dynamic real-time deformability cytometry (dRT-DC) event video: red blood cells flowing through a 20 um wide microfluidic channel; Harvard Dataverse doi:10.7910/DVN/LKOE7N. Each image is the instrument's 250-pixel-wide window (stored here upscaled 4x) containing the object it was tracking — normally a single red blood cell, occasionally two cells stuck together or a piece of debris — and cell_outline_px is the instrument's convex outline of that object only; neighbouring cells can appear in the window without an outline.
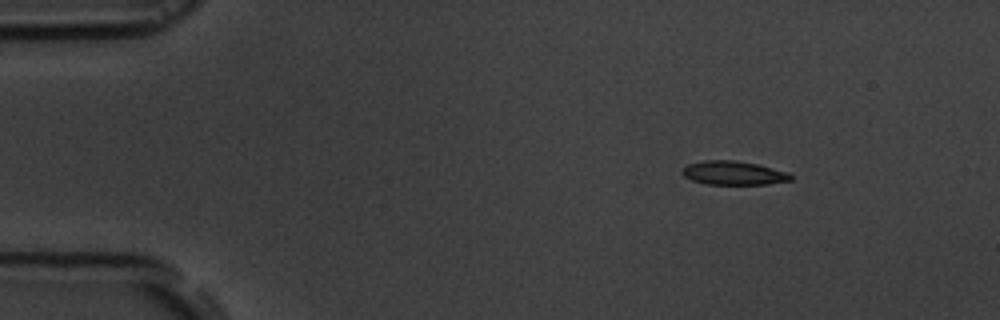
{"species": "common noctule bat (a hibernating species)", "species_latin": "Nyctalus noctula", "temperature_condition": "room temperature", "stored_images_in_passage": 49, "camera_frame_rate_fps": 3000, "um_per_image_px": 0.085, "animal": {"sex": "male", "body_mass_g": 19.5, "forearm_length_mm": 54.6}, "frame": {"image": 1, "passage_image": 1, "time_ms": 0.0, "image_size_px": [1000, 320], "cell_outline_px": [[792, 180], [768, 184], [708, 184], [692, 180], [684, 176], [680, 172], [688, 164], [704, 160], [736, 160], [756, 164], [788, 172], [792, 176]], "centroid_in_image_um": [62.34, 14.7], "position_along_channel_um": 22.7, "area_um2": 14.97}}
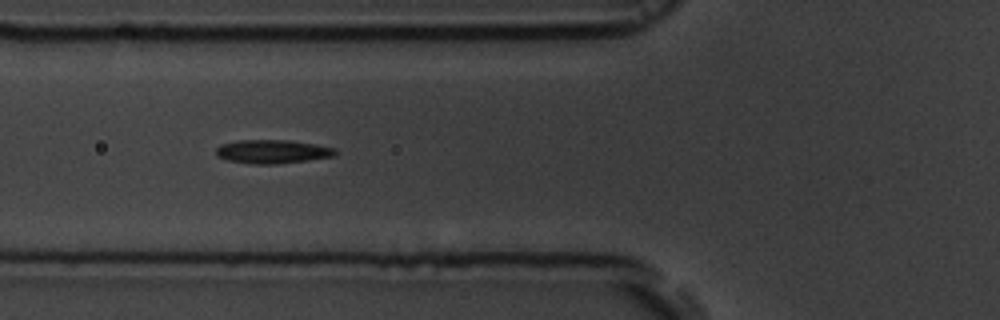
{"frame": {"image": 2, "passage_image": 14, "time_ms": 4.333, "image_size_px": [1000, 320], "cell_outline_px": [[340, 152], [336, 156], [308, 160], [276, 164], [252, 164], [228, 160], [216, 156], [216, 148], [220, 144], [236, 140], [288, 140], [316, 144], [336, 148]], "centroid_in_image_um": [23.19, 12.88], "position_along_channel_um": 102.6, "area_um2": 16.7}}
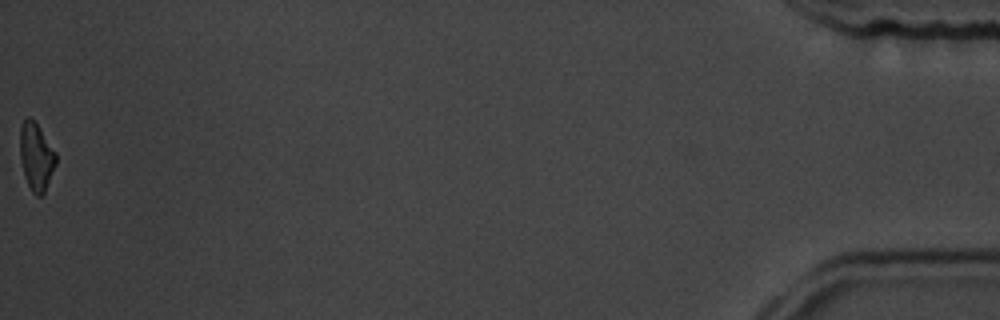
{"frame": {"image": 3, "passage_image": 49, "time_ms": 16.0, "image_size_px": [1000, 320], "cell_outline_px": [[56, 164], [44, 192], [40, 196], [36, 196], [32, 192], [24, 176], [20, 160], [20, 128], [24, 120], [28, 116], [32, 116], [36, 120], [56, 152]], "centroid_in_image_um": [3.07, 13.26], "position_along_channel_um": 432.1, "area_um2": 14.39}, "authors_computed_cell_mechanics": {"area_um2": 15.606, "velocity_mm_per_s": 3.6915, "shape_relaxation_time_tau1_ms": 4.6809, "shape_relaxation_time_tau2_ms": 6.8853, "deformation_change_tau1": 0.1214, "deformation_change_tau2": 0.1483}}